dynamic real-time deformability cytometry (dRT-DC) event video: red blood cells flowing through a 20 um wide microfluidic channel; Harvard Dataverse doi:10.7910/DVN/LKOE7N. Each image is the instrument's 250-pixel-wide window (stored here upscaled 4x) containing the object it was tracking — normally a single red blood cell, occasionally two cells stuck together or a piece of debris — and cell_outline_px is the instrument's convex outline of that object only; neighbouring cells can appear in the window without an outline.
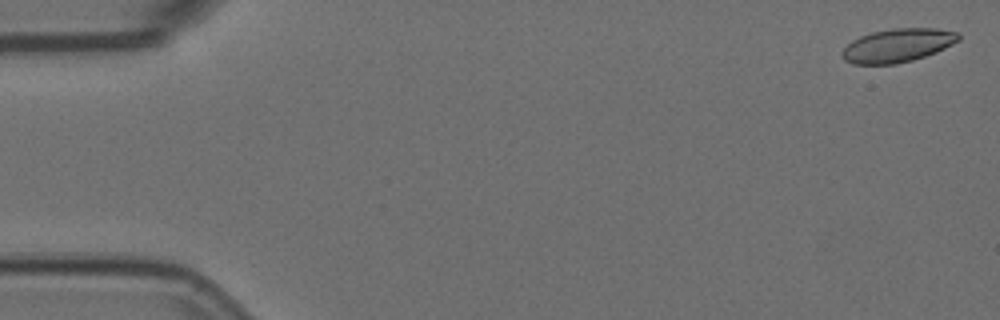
{"species": "Egyptian fruit bat (a non-hibernating species)", "species_latin": "Rousettus aegyptiacus", "temperature_condition": "room temperature", "stored_images_in_passage": 57, "camera_frame_rate_fps": 3000, "um_per_image_px": 0.085, "animal": {"sex": "female"}, "frame": {"image": 1, "passage_image": 2, "time_ms": 0.333, "image_size_px": [1000, 320], "cell_outline_px": [[960, 40], [936, 52], [912, 60], [896, 64], [852, 64], [844, 60], [840, 56], [840, 52], [852, 40], [860, 36], [872, 32], [892, 28], [936, 28], [960, 32]], "centroid_in_image_um": [76.28, 3.85], "position_along_channel_um": 8.7, "area_um2": 22.89}}
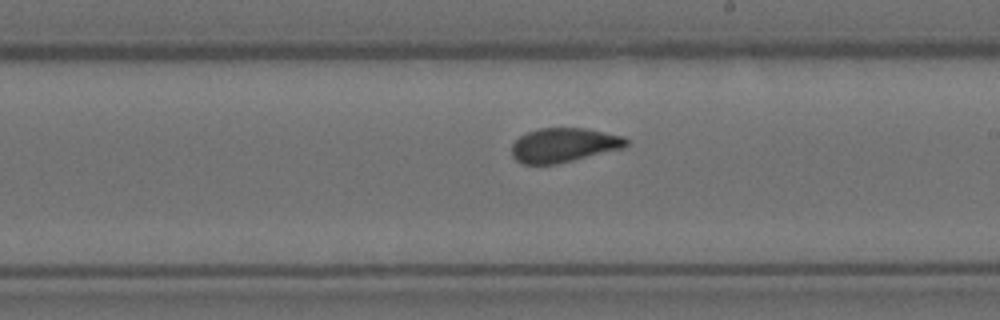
{"frame": {"image": 2, "passage_image": 33, "time_ms": 10.667, "image_size_px": [1000, 320], "cell_outline_px": [[628, 144], [624, 148], [556, 164], [524, 164], [516, 160], [512, 156], [512, 144], [520, 136], [528, 132], [540, 128], [584, 128], [624, 136], [628, 140]], "centroid_in_image_um": [47.93, 12.33], "position_along_channel_um": 241.1, "area_um2": 22.77}}
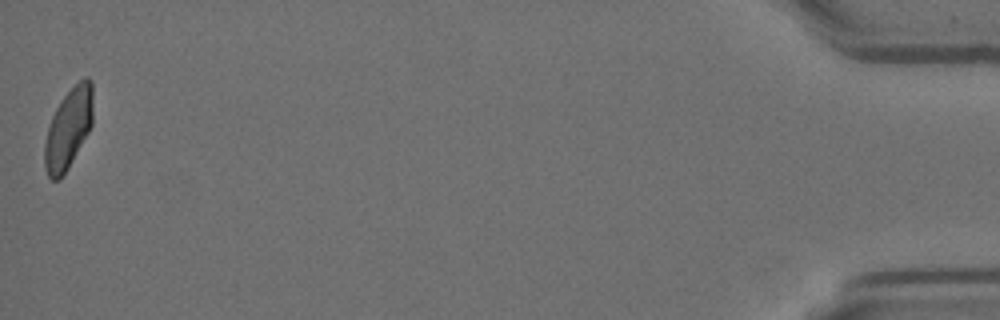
{"frame": {"image": 3, "passage_image": 57, "time_ms": 18.667, "image_size_px": [1000, 320], "cell_outline_px": [[92, 124], [88, 132], [68, 168], [60, 180], [52, 180], [48, 176], [44, 168], [44, 144], [48, 124], [60, 100], [84, 76], [88, 76], [92, 80]], "centroid_in_image_um": [5.79, 10.93], "position_along_channel_um": 429.4, "area_um2": 22.66}, "authors_computed_cell_mechanics": {"area_um2": 23.2934, "velocity_mm_per_s": 3.579, "shape_relaxation_time_tau1_ms": 8.8755, "shape_relaxation_time_tau2_ms": 0.713, "deformation_change_tau1": 0.1673, "deformation_change_tau2": 0.0655}}